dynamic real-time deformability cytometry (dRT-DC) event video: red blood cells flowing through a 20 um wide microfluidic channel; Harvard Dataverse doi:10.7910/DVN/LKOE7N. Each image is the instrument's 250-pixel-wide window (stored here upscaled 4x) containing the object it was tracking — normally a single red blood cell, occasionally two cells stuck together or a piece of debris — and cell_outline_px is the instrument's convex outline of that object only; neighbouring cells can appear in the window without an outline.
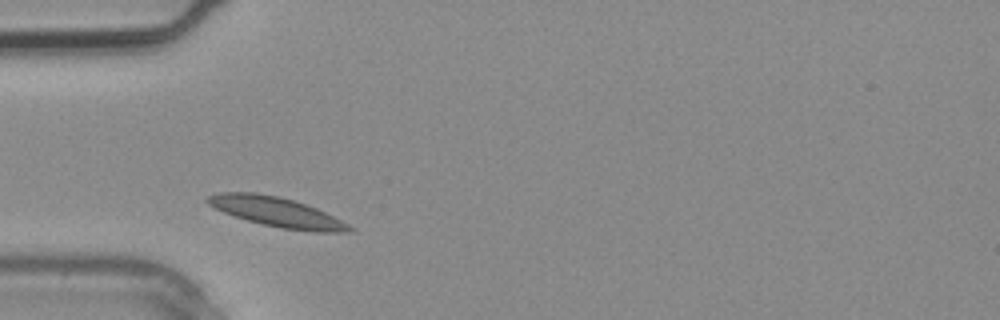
{"species": "common noctule bat (a hibernating species)", "species_latin": "Nyctalus noctula", "temperature_condition": "warm", "stored_images_in_passage": 1, "camera_frame_rate_fps": 3000, "um_per_image_px": 0.085, "animal": {"sex": "male", "body_mass_g": 20.4}, "frame": {"image": 1, "passage_image": 1, "time_ms": 0.0, "image_size_px": [1000, 320], "cell_outline_px": [[356, 228], [352, 232], [312, 232], [280, 228], [248, 220], [224, 212], [208, 204], [204, 200], [208, 196], [220, 192], [256, 192], [280, 196], [316, 208]], "centroid_in_image_um": [23.54, 18.02], "position_along_channel_um": 61.5, "area_um2": 24.33}}